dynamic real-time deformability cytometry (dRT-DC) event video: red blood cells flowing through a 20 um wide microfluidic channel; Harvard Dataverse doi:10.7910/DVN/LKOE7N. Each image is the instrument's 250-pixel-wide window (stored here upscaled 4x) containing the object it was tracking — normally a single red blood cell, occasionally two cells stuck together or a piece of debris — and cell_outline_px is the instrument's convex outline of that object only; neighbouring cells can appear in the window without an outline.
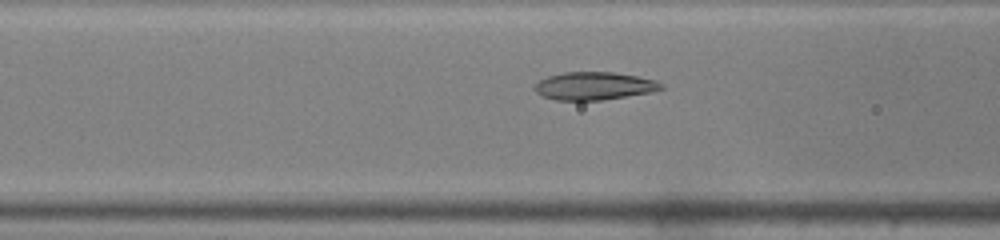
{"species": "common noctule bat (a hibernating species)", "species_latin": "Nyctalus noctula", "temperature_condition": "warm", "stored_images_in_passage": 43, "camera_frame_rate_fps": 3000, "um_per_image_px": 0.085, "animal": {"sex": "male", "body_mass_g": 19.0, "forearm_length_mm": 50.8}, "frame": {"image": 1, "passage_image": 14, "time_ms": 4.333, "image_size_px": [1000, 240], "cell_outline_px": [[664, 88], [652, 92], [600, 100], [556, 100], [544, 96], [536, 92], [532, 88], [540, 80], [548, 76], [564, 72], [612, 72], [636, 76], [656, 80], [664, 84]], "centroid_in_image_um": [50.51, 7.3], "position_along_channel_um": 116.1, "area_um2": 20.46}}
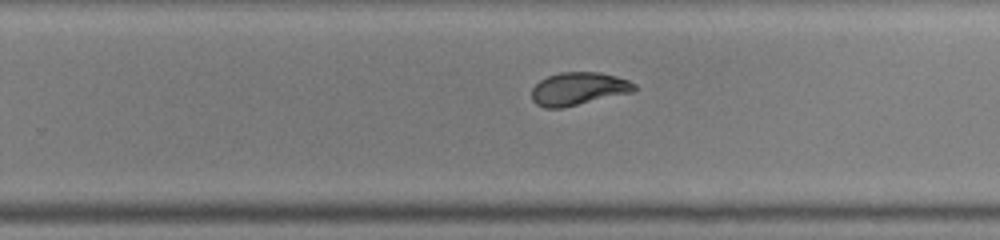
{"frame": {"image": 2, "passage_image": 26, "time_ms": 8.333, "image_size_px": [1000, 240], "cell_outline_px": [[636, 92], [564, 108], [544, 108], [536, 104], [532, 100], [532, 88], [540, 80], [548, 76], [560, 72], [600, 72], [616, 76], [628, 80], [636, 84]], "centroid_in_image_um": [49.2, 7.56], "position_along_channel_um": 280.6, "area_um2": 20.06}}
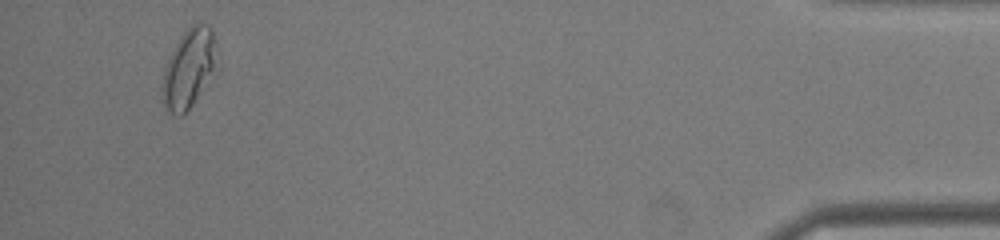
{"frame": {"image": 3, "passage_image": 41, "time_ms": 13.333, "image_size_px": [1000, 240], "cell_outline_px": [[212, 68], [192, 104], [180, 116], [176, 116], [168, 112], [164, 104], [164, 72], [168, 60], [180, 36], [196, 20], [200, 20], [208, 24], [212, 28]], "centroid_in_image_um": [15.98, 5.75], "position_along_channel_um": 419.2, "area_um2": 23.12}, "authors_computed_cell_mechanics": {"area_um2": 20.4612, "velocity_mm_per_s": 4.1294, "shape_relaxation_time_tau1_ms": null, "shape_relaxation_time_tau2_ms": 0.9072, "deformation_change_tau1": null, "deformation_change_tau2": 0.035}}